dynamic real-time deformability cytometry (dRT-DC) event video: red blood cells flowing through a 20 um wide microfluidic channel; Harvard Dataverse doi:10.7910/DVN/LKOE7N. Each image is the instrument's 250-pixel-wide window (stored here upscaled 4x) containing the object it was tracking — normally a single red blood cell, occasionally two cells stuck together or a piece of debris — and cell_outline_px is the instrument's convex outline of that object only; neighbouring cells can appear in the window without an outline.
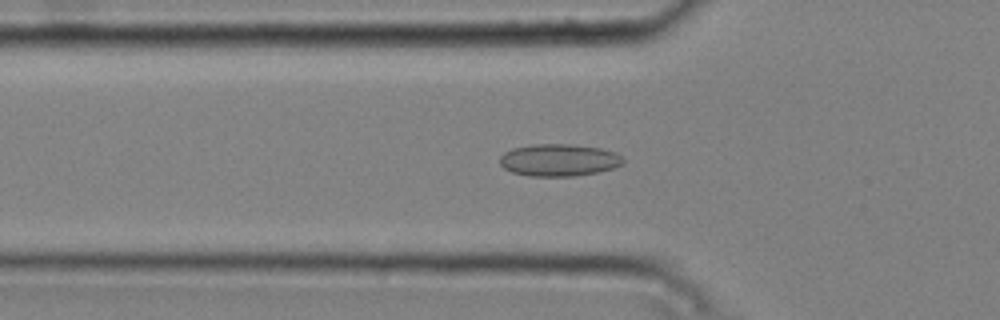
{"species": "common noctule bat (a hibernating species)", "species_latin": "Nyctalus noctula", "temperature_condition": "cold", "stored_images_in_passage": 51, "camera_frame_rate_fps": 3000, "um_per_image_px": 0.085, "animal": {"sex": "male", "body_mass_g": 20.4}, "frame": {"image": 1, "passage_image": 18, "time_ms": 5.667, "image_size_px": [1000, 320], "cell_outline_px": [[624, 164], [612, 168], [596, 172], [576, 176], [528, 176], [512, 172], [504, 168], [500, 164], [500, 156], [504, 152], [512, 148], [532, 144], [568, 144], [600, 148], [616, 152], [624, 160]], "centroid_in_image_um": [47.49, 13.6], "position_along_channel_um": 78.3, "area_um2": 23.18}}
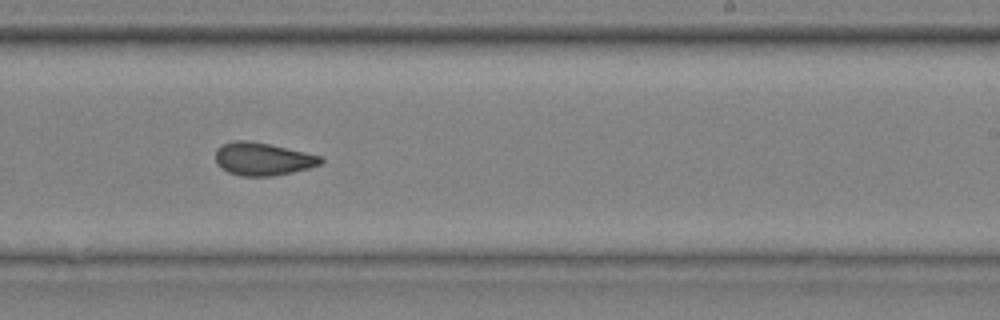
{"frame": {"image": 2, "passage_image": 33, "time_ms": 10.667, "image_size_px": [1000, 320], "cell_outline_px": [[324, 160], [320, 164], [308, 168], [292, 172], [272, 176], [240, 176], [228, 172], [220, 168], [216, 164], [216, 148], [232, 140], [248, 140], [268, 144], [324, 156]], "centroid_in_image_um": [22.32, 13.51], "position_along_channel_um": 266.7, "area_um2": 20.23}}
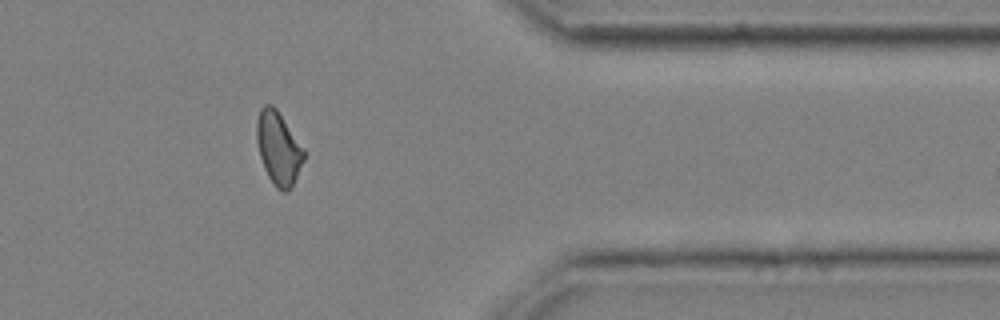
{"frame": {"image": 3, "passage_image": 44, "time_ms": 14.333, "image_size_px": [1000, 320], "cell_outline_px": [[304, 160], [288, 192], [284, 192], [276, 188], [268, 176], [264, 168], [260, 156], [256, 140], [256, 120], [260, 108], [264, 104], [272, 104], [276, 108], [304, 148]], "centroid_in_image_um": [23.64, 12.57], "position_along_channel_um": 387.8, "area_um2": 20.0}, "authors_computed_cell_mechanics": {"area_um2": 20.4034, "velocity_mm_per_s": 3.764, "shape_relaxation_time_tau1_ms": null, "shape_relaxation_time_tau2_ms": 2.4504, "deformation_change_tau1": null, "deformation_change_tau2": 0.0705}}